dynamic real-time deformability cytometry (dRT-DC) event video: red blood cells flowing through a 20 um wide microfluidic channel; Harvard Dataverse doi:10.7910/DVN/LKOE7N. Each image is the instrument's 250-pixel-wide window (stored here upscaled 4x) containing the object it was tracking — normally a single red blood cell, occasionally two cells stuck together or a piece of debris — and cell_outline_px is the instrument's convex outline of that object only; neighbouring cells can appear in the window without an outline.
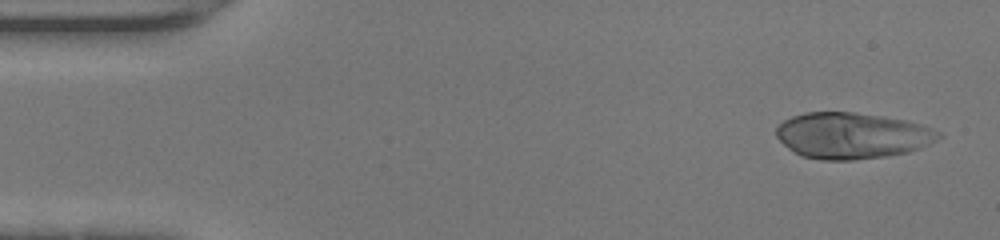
{"species": "human", "species_latin": "Homo sapiens", "temperature_condition": "warm", "stored_images_in_passage": 45, "camera_frame_rate_fps": 3000, "um_per_image_px": 0.085, "donor": {"sex": "female"}, "frame": {"image": 1, "passage_image": 2, "time_ms": 0.333, "image_size_px": [1000, 240], "cell_outline_px": [[944, 136], [920, 148], [908, 152], [884, 156], [852, 160], [820, 160], [800, 156], [788, 148], [776, 136], [776, 128], [784, 120], [792, 116], [804, 112], [852, 112], [884, 116], [924, 124], [944, 132]], "centroid_in_image_um": [72.46, 11.52], "position_along_channel_um": 12.5, "area_um2": 43.93}}
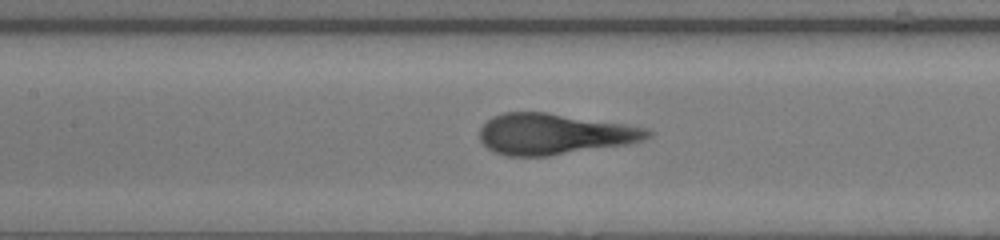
{"frame": {"image": 2, "passage_image": 20, "time_ms": 6.333, "image_size_px": [1000, 240], "cell_outline_px": [[652, 136], [644, 140], [628, 144], [548, 156], [508, 156], [492, 152], [480, 140], [480, 128], [492, 116], [504, 112], [544, 112], [628, 124], [648, 128], [652, 132]], "centroid_in_image_um": [47.12, 11.39], "position_along_channel_um": 160.3, "area_um2": 40.23}}
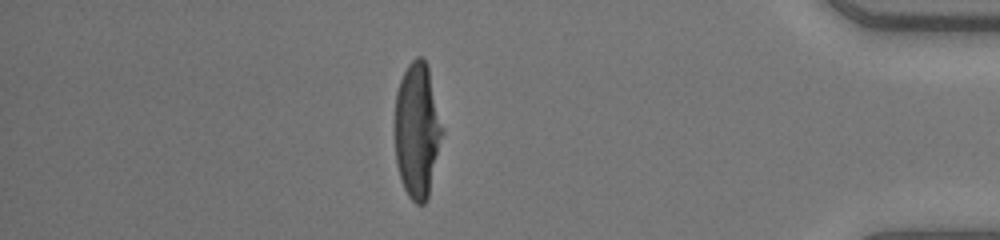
{"frame": {"image": 3, "passage_image": 39, "time_ms": 12.667, "image_size_px": [1000, 240], "cell_outline_px": [[444, 132], [428, 196], [424, 204], [416, 204], [408, 196], [404, 188], [396, 164], [396, 92], [400, 80], [408, 64], [416, 56], [424, 56], [428, 64], [444, 128]], "centroid_in_image_um": [35.49, 11.03], "position_along_channel_um": 399.7, "area_um2": 37.63}, "authors_computed_cell_mechanics": {"area_um2": 40.2288, "velocity_mm_per_s": 4.4561, "shape_relaxation_time_tau1_ms": 4.6986, "shape_relaxation_time_tau2_ms": null, "deformation_change_tau1": 0.2991, "deformation_change_tau2": null}}